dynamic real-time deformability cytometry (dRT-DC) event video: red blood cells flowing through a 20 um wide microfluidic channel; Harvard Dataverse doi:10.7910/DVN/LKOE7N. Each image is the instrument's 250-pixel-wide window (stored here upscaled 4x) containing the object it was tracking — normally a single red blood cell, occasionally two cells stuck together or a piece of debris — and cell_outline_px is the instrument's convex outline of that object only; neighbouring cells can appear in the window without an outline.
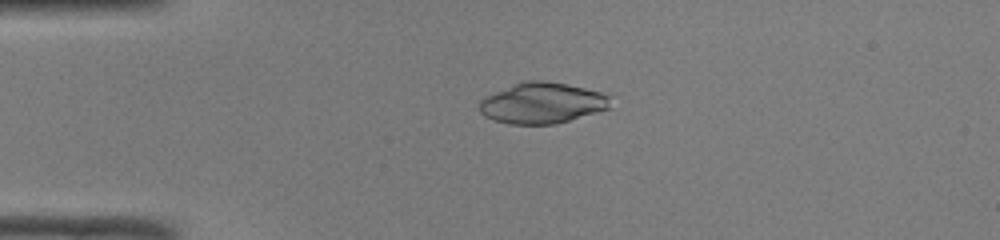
{"species": "common noctule bat (a hibernating species)", "species_latin": "Nyctalus noctula", "temperature_condition": "room temperature", "stored_images_in_passage": 38, "camera_frame_rate_fps": 3000, "um_per_image_px": 0.085, "animal": {"sex": "male", "body_mass_g": 19.0, "forearm_length_mm": 50.8}, "frame": {"image": 1, "passage_image": 1, "time_ms": 0.0, "image_size_px": [1000, 240], "cell_outline_px": [[608, 108], [596, 112], [556, 124], [508, 124], [484, 116], [476, 108], [480, 100], [484, 96], [512, 84], [524, 80], [544, 80], [584, 88], [600, 92], [608, 96]], "centroid_in_image_um": [45.98, 8.75], "position_along_channel_um": 39.0, "area_um2": 31.1}}
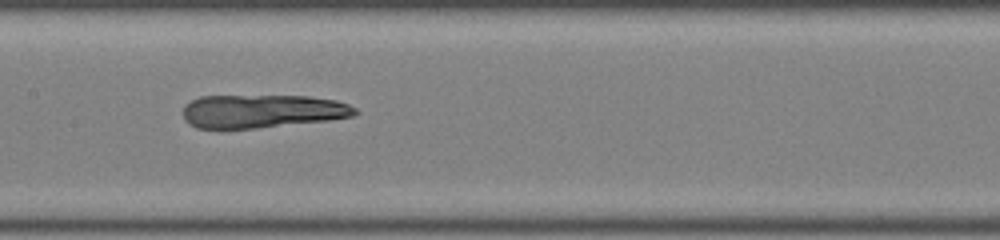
{"frame": {"image": 2, "passage_image": 14, "time_ms": 4.333, "image_size_px": [1000, 240], "cell_outline_px": [[360, 112], [352, 116], [328, 120], [256, 128], [196, 128], [188, 124], [184, 120], [184, 104], [200, 96], [308, 96], [336, 100], [348, 104], [356, 108]], "centroid_in_image_um": [22.28, 9.45], "position_along_channel_um": 185.1, "area_um2": 33.41}}
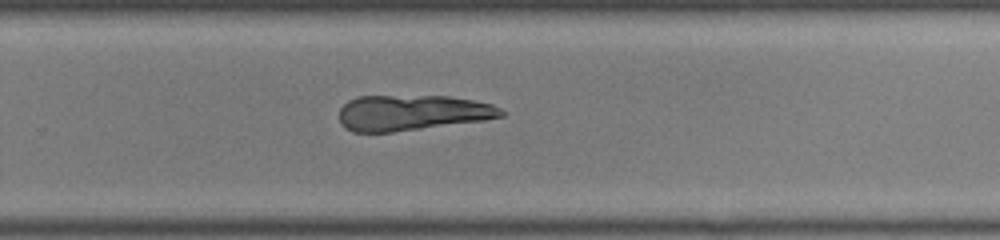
{"frame": {"image": 3, "passage_image": 22, "time_ms": 7.0, "image_size_px": [1000, 240], "cell_outline_px": [[508, 112], [504, 116], [484, 120], [392, 132], [352, 132], [340, 124], [340, 108], [348, 100], [356, 96], [448, 96], [472, 100], [492, 104]], "centroid_in_image_um": [35.03, 9.58], "position_along_channel_um": 294.8, "area_um2": 33.64}}